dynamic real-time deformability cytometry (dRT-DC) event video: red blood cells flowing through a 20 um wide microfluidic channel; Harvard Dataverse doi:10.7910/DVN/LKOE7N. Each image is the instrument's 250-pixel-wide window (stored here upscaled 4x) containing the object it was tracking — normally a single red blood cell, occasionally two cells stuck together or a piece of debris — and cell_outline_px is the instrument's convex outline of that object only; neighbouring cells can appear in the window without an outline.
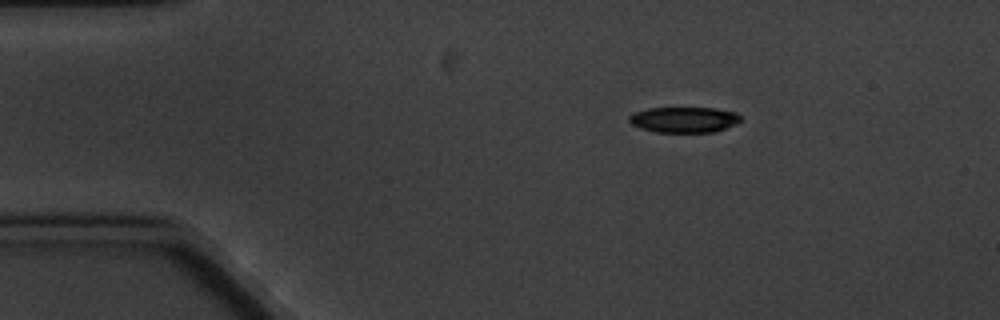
{"species": "common noctule bat (a hibernating species)", "species_latin": "Nyctalus noctula", "temperature_condition": "cold", "stored_images_in_passage": 5, "segment_of_instrument_passage": [1, 2], "camera_frame_rate_fps": 3000, "um_per_image_px": 0.085, "animal": {"sex": "male", "body_mass_g": 20.1, "forearm_length_mm": 53.5}, "frame": {"image": 1, "passage_image": 2, "time_ms": 1.333, "image_size_px": [1000, 320], "cell_outline_px": [[740, 120], [736, 124], [712, 132], [656, 132], [640, 128], [632, 124], [628, 120], [628, 116], [636, 112], [648, 108], [712, 108], [736, 112], [740, 116]], "centroid_in_image_um": [58.12, 10.17], "position_along_channel_um": 26.9, "area_um2": 16.53}}